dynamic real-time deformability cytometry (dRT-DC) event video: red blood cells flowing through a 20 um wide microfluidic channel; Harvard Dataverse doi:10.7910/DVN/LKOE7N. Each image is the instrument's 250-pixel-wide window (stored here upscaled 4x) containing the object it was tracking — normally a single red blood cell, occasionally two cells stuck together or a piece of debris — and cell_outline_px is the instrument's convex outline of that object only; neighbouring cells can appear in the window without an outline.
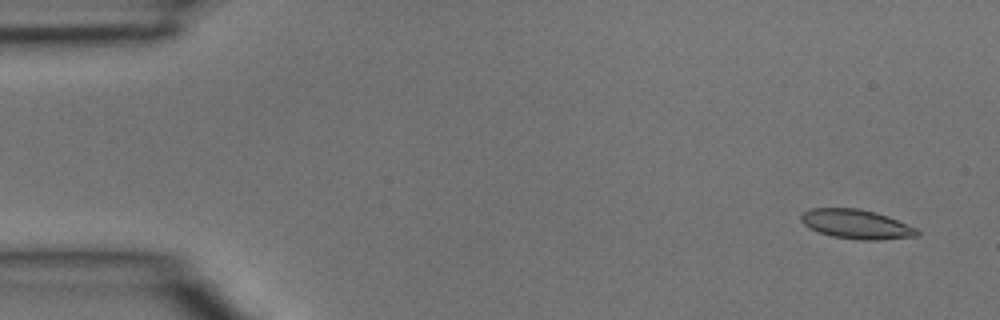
{"species": "common noctule bat (a hibernating species)", "species_latin": "Nyctalus noctula", "temperature_condition": "room temperature", "stored_images_in_passage": 3, "segment_of_instrument_passage": [2, 2], "camera_frame_rate_fps": 3000, "um_per_image_px": 0.085, "animal": {"sex": "male", "body_mass_g": 15.6}, "frame": {"image": 1, "passage_image": 3, "time_ms": 0.667, "image_size_px": [1000, 320], "cell_outline_px": [[920, 236], [880, 240], [860, 240], [832, 236], [820, 232], [804, 224], [800, 220], [800, 216], [804, 212], [812, 208], [856, 208], [876, 212], [888, 216], [916, 228], [920, 232]], "centroid_in_image_um": [72.83, 19.06], "position_along_channel_um": 12.2, "area_um2": 19.77}}